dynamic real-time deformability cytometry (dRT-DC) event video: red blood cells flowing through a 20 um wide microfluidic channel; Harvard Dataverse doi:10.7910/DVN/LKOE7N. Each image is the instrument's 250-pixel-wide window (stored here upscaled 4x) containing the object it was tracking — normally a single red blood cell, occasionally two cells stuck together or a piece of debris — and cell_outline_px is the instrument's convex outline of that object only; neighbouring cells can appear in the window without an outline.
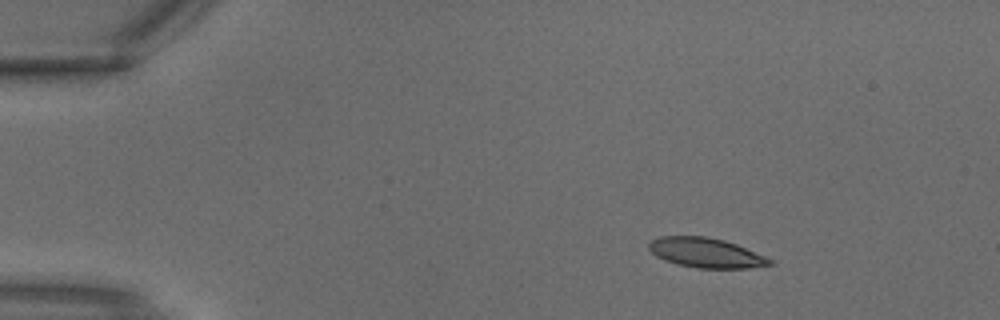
{"species": "common noctule bat (a hibernating species)", "species_latin": "Nyctalus noctula", "temperature_condition": "warm", "stored_images_in_passage": 3, "camera_frame_rate_fps": 3000, "um_per_image_px": 0.085, "animal": {"sex": "male", "body_mass_g": 18.8}, "frame": {"image": 1, "passage_image": 1, "time_ms": 0.0, "image_size_px": [1000, 320], "cell_outline_px": [[772, 264], [748, 268], [696, 268], [680, 264], [656, 256], [648, 248], [648, 244], [652, 240], [660, 236], [704, 236], [724, 240], [736, 244], [764, 256], [772, 260]], "centroid_in_image_um": [59.99, 21.48], "position_along_channel_um": 25.0, "area_um2": 20.58}}